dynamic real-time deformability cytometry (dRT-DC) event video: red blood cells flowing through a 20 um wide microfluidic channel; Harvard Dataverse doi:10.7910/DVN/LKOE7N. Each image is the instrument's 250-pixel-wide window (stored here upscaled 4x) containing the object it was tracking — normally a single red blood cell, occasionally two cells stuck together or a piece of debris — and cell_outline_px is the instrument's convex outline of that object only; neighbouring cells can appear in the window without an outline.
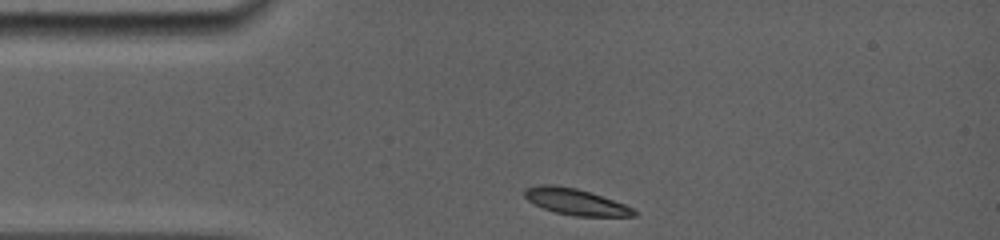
{"species": "common noctule bat (a hibernating species)", "species_latin": "Nyctalus noctula", "temperature_condition": "room temperature", "stored_images_in_passage": 39, "camera_frame_rate_fps": 5000, "um_per_image_px": 0.085, "animal": {"sex": "female", "body_mass_g": 19.0, "forearm_length_mm": 56.7}, "frame": {"image": 1, "passage_image": 1, "time_ms": 0.0, "image_size_px": [1000, 240], "cell_outline_px": [[636, 216], [576, 216], [556, 212], [544, 208], [528, 200], [524, 196], [524, 188], [540, 184], [556, 184], [576, 188], [624, 204], [632, 208], [636, 212]], "centroid_in_image_um": [48.88, 17.13], "position_along_channel_um": 36.1, "area_um2": 16.47}}
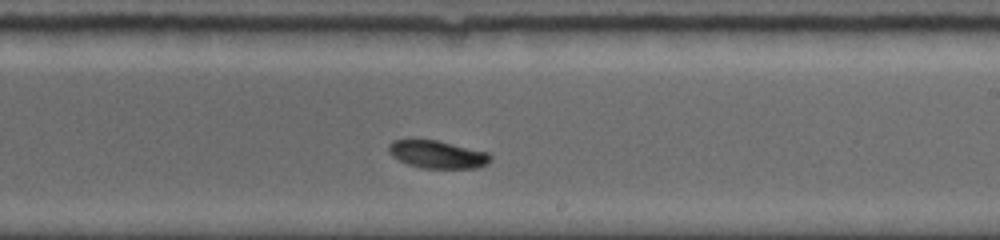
{"frame": {"image": 2, "passage_image": 23, "time_ms": 6.4, "image_size_px": [1000, 240], "cell_outline_px": [[492, 160], [488, 164], [476, 168], [424, 168], [408, 164], [392, 156], [388, 152], [388, 144], [392, 140], [436, 140], [488, 152], [492, 156]], "centroid_in_image_um": [37.2, 13.13], "position_along_channel_um": 251.8, "area_um2": 16.42}}
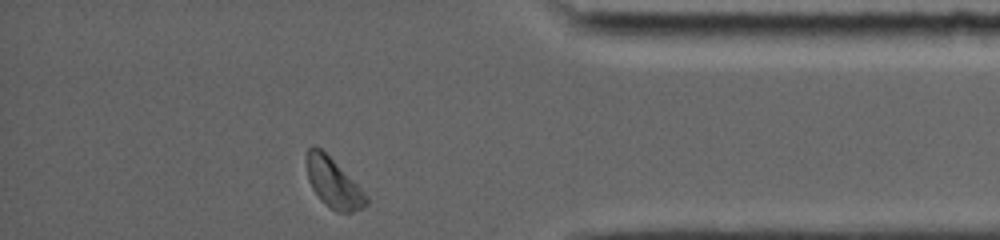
{"frame": {"image": 3, "passage_image": 39, "time_ms": 10.8, "image_size_px": [1000, 240], "cell_outline_px": [[368, 204], [352, 212], [336, 212], [324, 204], [320, 200], [312, 188], [308, 180], [304, 160], [308, 148], [320, 148], [368, 196]], "centroid_in_image_um": [28.29, 15.58], "position_along_channel_um": 406.9, "area_um2": 16.94}, "authors_computed_cell_mechanics": {"area_um2": 16.9354, "velocity_mm_per_s": 3.81, "shape_relaxation_time_tau1_ms": 1.4931, "shape_relaxation_time_tau2_ms": null, "deformation_change_tau1": 0.101, "deformation_change_tau2": null}}